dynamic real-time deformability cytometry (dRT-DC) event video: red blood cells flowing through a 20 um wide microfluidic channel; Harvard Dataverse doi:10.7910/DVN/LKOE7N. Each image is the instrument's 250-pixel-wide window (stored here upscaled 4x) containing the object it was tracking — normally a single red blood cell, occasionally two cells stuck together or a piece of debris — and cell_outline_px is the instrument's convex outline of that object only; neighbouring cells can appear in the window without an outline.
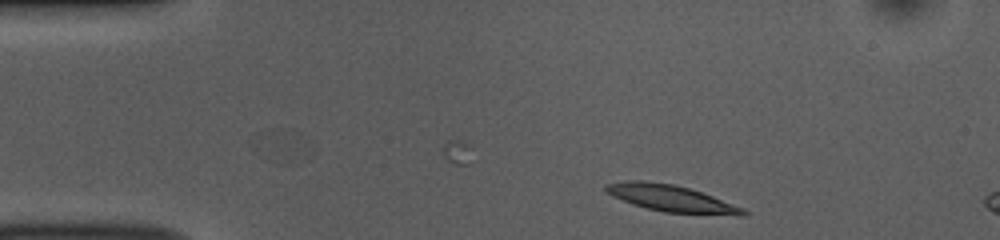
{"species": "common noctule bat (a hibernating species)", "species_latin": "Nyctalus noctula", "temperature_condition": "room temperature", "stored_images_in_passage": 6, "camera_frame_rate_fps": 3000, "um_per_image_px": 0.085, "animal": {"sex": "female", "body_mass_g": 10.0, "forearm_length_mm": 53.1}, "frame": {"image": 1, "passage_image": 1, "time_ms": 0.0, "image_size_px": [1000, 240], "cell_outline_px": [[748, 212], [744, 216], [736, 216], [664, 212], [632, 204], [612, 196], [604, 188], [604, 184], [628, 180], [640, 180], [672, 184], [688, 188], [712, 196], [744, 208]], "centroid_in_image_um": [57.07, 16.87], "position_along_channel_um": 27.9, "area_um2": 21.27}}